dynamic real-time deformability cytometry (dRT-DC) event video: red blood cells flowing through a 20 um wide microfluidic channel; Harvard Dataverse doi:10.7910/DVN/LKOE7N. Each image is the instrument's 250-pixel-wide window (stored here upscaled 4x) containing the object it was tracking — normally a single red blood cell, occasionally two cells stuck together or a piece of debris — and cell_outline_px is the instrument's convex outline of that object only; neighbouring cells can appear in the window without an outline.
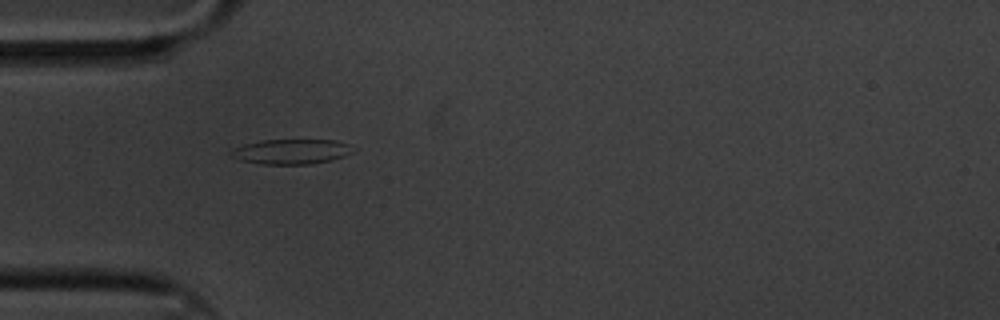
{"species": "common noctule bat (a hibernating species)", "species_latin": "Nyctalus noctula", "temperature_condition": "cold", "stored_images_in_passage": 43, "camera_frame_rate_fps": 3000, "um_per_image_px": 0.085, "animal": {"sex": "male", "body_mass_g": 20.1, "forearm_length_mm": 53.5}, "frame": {"image": 1, "passage_image": 1, "time_ms": 0.0, "image_size_px": [1000, 320], "cell_outline_px": [[356, 148], [352, 152], [344, 156], [332, 160], [308, 164], [264, 164], [240, 160], [232, 156], [228, 152], [232, 148], [244, 144], [260, 140], [336, 140], [348, 144]], "centroid_in_image_um": [24.75, 12.88], "position_along_channel_um": 60.2, "area_um2": 17.8}}
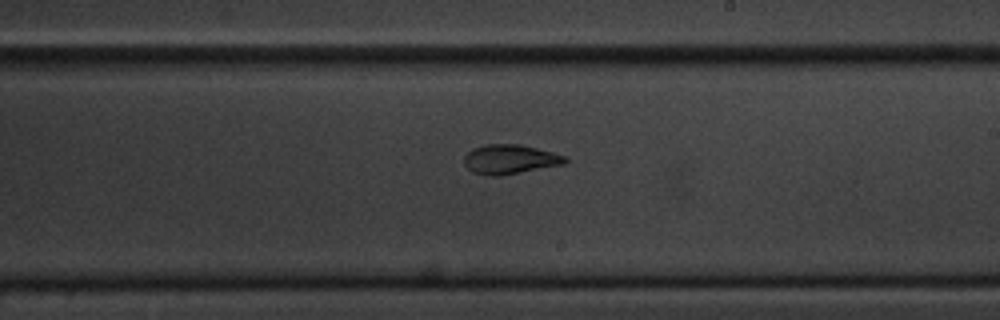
{"frame": {"image": 2, "passage_image": 18, "time_ms": 5.667, "image_size_px": [1000, 320], "cell_outline_px": [[568, 160], [564, 164], [500, 176], [492, 176], [472, 172], [464, 164], [464, 156], [472, 148], [488, 144], [520, 144], [552, 152], [564, 156]], "centroid_in_image_um": [43.32, 13.54], "position_along_channel_um": 245.7, "area_um2": 17.22}}
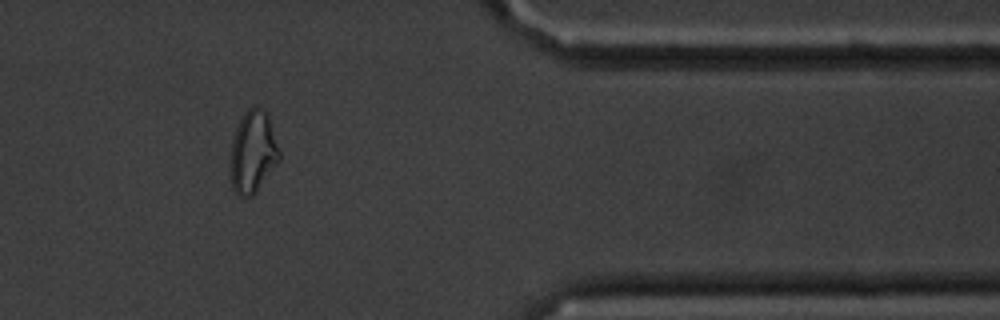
{"frame": {"image": 3, "passage_image": 33, "time_ms": 10.667, "image_size_px": [1000, 320], "cell_outline_px": [[280, 160], [256, 192], [252, 196], [240, 196], [232, 188], [228, 176], [228, 160], [232, 140], [236, 128], [244, 112], [248, 108], [256, 104], [268, 112], [280, 152]], "centroid_in_image_um": [21.46, 12.91], "position_along_channel_um": 389.9, "area_um2": 24.22}, "authors_computed_cell_mechanics": {"area_um2": 17.7446, "velocity_mm_per_s": 3.3023, "shape_relaxation_time_tau1_ms": 5.6424, "shape_relaxation_time_tau2_ms": 2.1937, "deformation_change_tau1": 0.1586, "deformation_change_tau2": 0.0748}}